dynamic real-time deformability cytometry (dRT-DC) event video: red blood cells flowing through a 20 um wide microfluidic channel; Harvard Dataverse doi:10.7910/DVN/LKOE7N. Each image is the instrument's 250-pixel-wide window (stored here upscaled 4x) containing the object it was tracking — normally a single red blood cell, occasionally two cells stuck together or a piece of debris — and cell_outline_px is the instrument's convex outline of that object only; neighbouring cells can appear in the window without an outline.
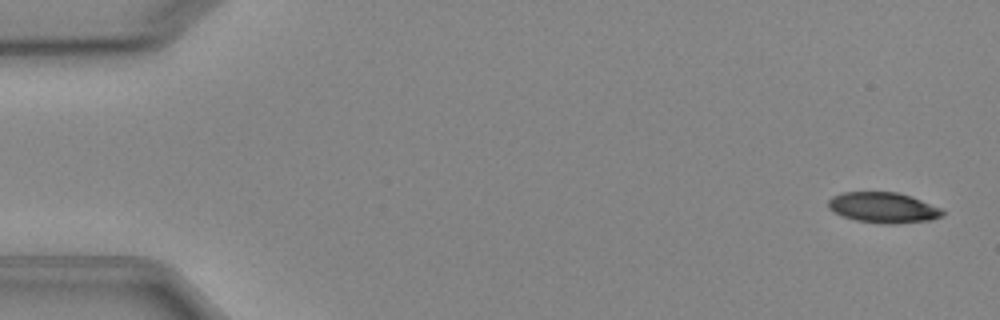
{"species": "Egyptian fruit bat (a non-hibernating species)", "species_latin": "Rousettus aegyptiacus", "temperature_condition": "cold", "stored_images_in_passage": 7, "camera_frame_rate_fps": 3000, "um_per_image_px": 0.085, "animal": {"sex": "female"}, "frame": {"image": 1, "passage_image": 1, "time_ms": 0.0, "image_size_px": [1000, 320], "cell_outline_px": [[944, 212], [940, 216], [932, 220], [892, 224], [856, 220], [844, 216], [828, 208], [828, 200], [832, 196], [844, 192], [896, 192], [912, 196], [940, 208]], "centroid_in_image_um": [75.07, 17.63], "position_along_channel_um": 9.9, "area_um2": 20.06}}
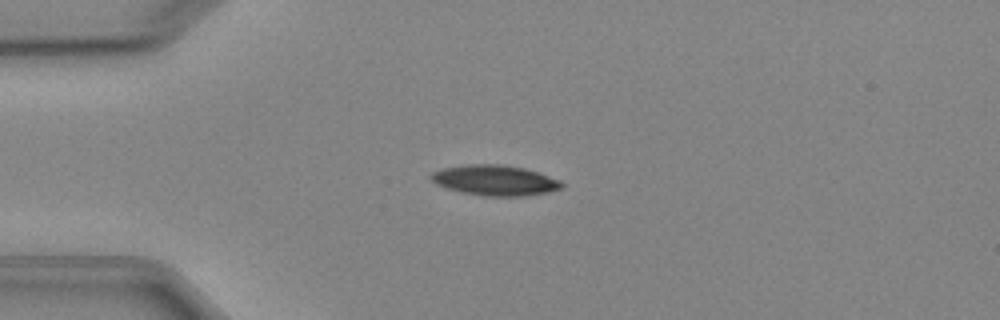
{"frame": {"image": 2, "passage_image": 4, "time_ms": 3.667, "image_size_px": [1000, 320], "cell_outline_px": [[564, 184], [560, 188], [548, 192], [524, 196], [484, 196], [460, 192], [436, 184], [432, 180], [432, 172], [440, 168], [468, 164], [500, 164], [524, 168], [560, 180]], "centroid_in_image_um": [42.05, 15.32], "position_along_channel_um": 43.0, "area_um2": 23.0}}
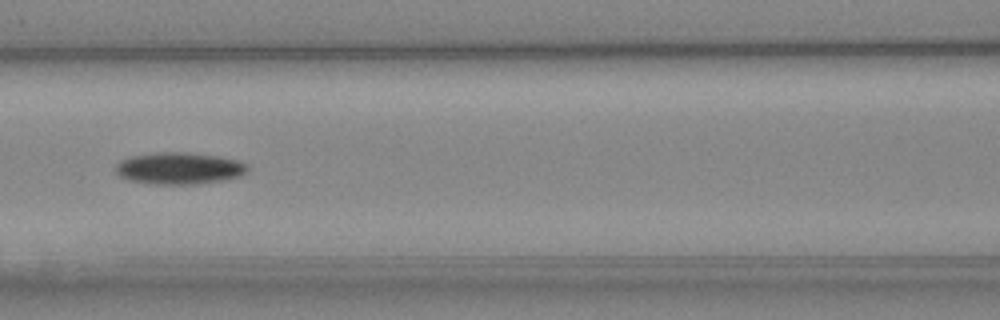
{"frame": {"image": 3, "passage_image": 7, "time_ms": 7.0, "image_size_px": [1000, 320], "cell_outline_px": [[248, 168], [240, 176], [224, 180], [200, 184], [148, 184], [128, 180], [120, 176], [116, 172], [116, 164], [120, 160], [132, 156], [160, 152], [188, 152], [216, 156], [236, 160], [248, 164]], "centroid_in_image_um": [15.21, 14.31], "position_along_channel_um": 151.4, "area_um2": 24.51}}